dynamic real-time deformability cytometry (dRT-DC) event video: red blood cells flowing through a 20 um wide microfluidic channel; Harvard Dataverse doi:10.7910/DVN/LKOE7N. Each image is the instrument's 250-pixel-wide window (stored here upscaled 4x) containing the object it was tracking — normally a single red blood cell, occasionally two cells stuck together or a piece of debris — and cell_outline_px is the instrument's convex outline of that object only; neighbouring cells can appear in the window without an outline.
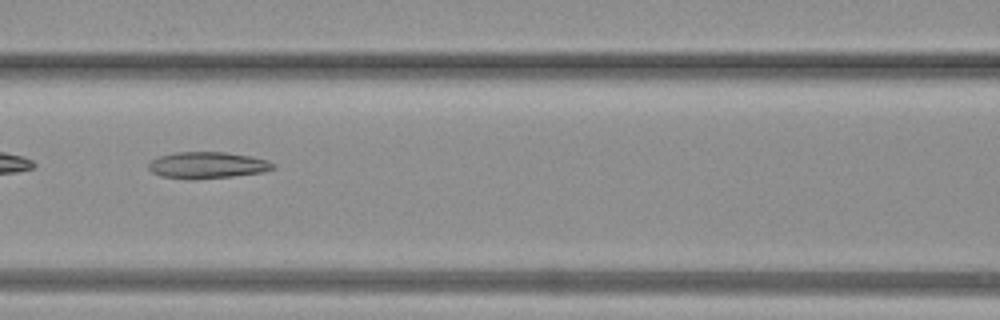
{"species": "common noctule bat (a hibernating species)", "species_latin": "Nyctalus noctula", "temperature_condition": "warm", "stored_images_in_passage": 38, "camera_frame_rate_fps": 3000, "um_per_image_px": 0.085, "animal": {"sex": "female", "body_mass_g": 19.3, "forearm_length_mm": 54.1}, "frame": {"image": 1, "passage_image": 17, "time_ms": 5.333, "image_size_px": [1000, 320], "cell_outline_px": [[276, 168], [260, 172], [232, 176], [196, 180], [188, 180], [160, 176], [152, 172], [148, 168], [148, 164], [152, 160], [160, 156], [176, 152], [224, 152], [252, 156], [268, 160], [276, 164]], "centroid_in_image_um": [17.62, 14.05], "position_along_channel_um": 149.0, "area_um2": 19.42}}
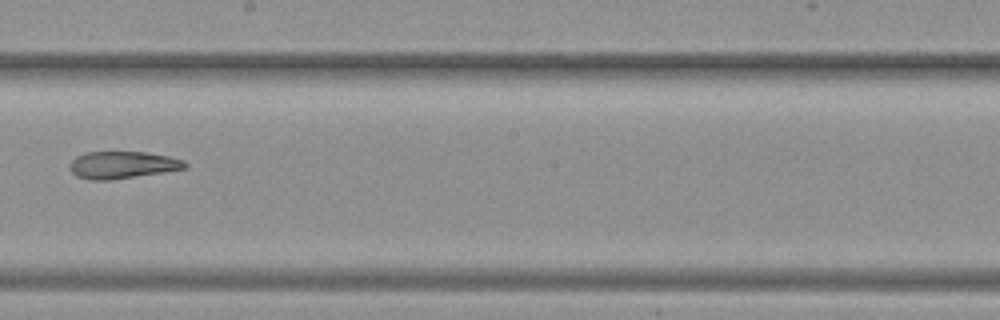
{"frame": {"image": 2, "passage_image": 22, "time_ms": 7.0, "image_size_px": [1000, 320], "cell_outline_px": [[188, 168], [164, 172], [112, 180], [92, 180], [76, 176], [72, 172], [72, 160], [76, 156], [84, 152], [148, 152], [168, 156], [184, 160], [188, 164]], "centroid_in_image_um": [10.46, 14.02], "position_along_channel_um": 237.7, "area_um2": 18.26}}